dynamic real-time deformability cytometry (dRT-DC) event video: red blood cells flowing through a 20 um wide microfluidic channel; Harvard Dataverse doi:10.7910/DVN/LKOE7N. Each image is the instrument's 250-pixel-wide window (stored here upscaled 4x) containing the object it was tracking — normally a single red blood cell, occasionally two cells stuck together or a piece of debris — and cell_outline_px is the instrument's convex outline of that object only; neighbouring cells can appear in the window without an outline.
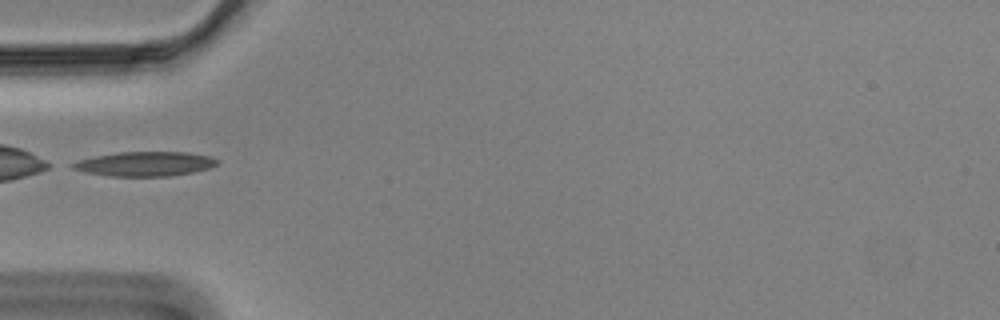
{"species": "Egyptian fruit bat (a non-hibernating species)", "species_latin": "Rousettus aegyptiacus", "temperature_condition": "cold", "stored_images_in_passage": 38, "camera_frame_rate_fps": 3000, "um_per_image_px": 0.085, "animal": {"sex": "male"}, "frame": {"image": 1, "passage_image": 1, "time_ms": 0.0, "image_size_px": [1000, 320], "cell_outline_px": [[216, 164], [208, 168], [192, 172], [168, 176], [108, 176], [84, 172], [72, 168], [68, 164], [76, 160], [96, 156], [120, 152], [188, 152], [208, 156], [216, 160]], "centroid_in_image_um": [12.23, 13.93], "position_along_channel_um": 72.8, "area_um2": 20.46}}